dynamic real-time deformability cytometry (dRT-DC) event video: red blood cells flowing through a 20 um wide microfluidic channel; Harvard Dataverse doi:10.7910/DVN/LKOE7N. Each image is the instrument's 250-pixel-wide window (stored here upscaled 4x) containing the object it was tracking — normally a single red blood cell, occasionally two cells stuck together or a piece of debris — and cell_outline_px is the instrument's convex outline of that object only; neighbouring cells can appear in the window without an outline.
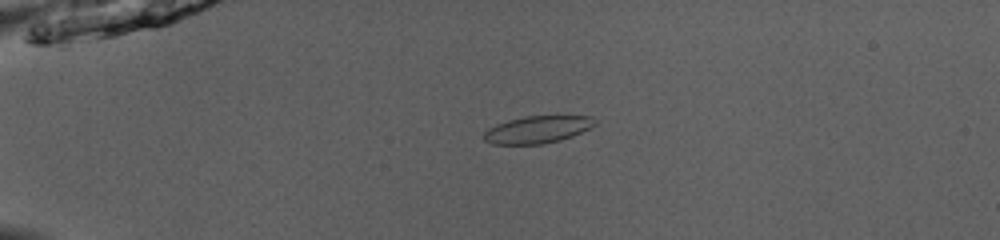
{"species": "common noctule bat (a hibernating species)", "species_latin": "Nyctalus noctula", "temperature_condition": "room temperature", "stored_images_in_passage": 44, "camera_frame_rate_fps": 3000, "um_per_image_px": 0.085, "animal": {"sex": "male", "body_mass_g": 13.0, "forearm_length_mm": 53.1}, "frame": {"image": 1, "passage_image": 6, "time_ms": 1.667, "image_size_px": [1000, 240], "cell_outline_px": [[596, 124], [572, 136], [560, 140], [544, 144], [492, 144], [484, 140], [484, 132], [488, 128], [496, 124], [508, 120], [524, 116], [592, 116], [596, 120]], "centroid_in_image_um": [45.66, 11.01], "position_along_channel_um": 39.3, "area_um2": 17.57}}
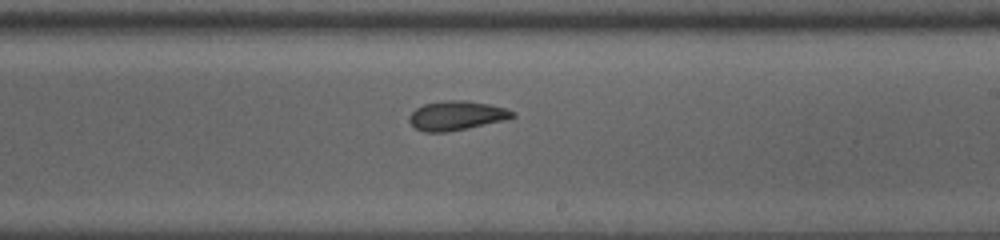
{"frame": {"image": 2, "passage_image": 25, "time_ms": 8.0, "image_size_px": [1000, 240], "cell_outline_px": [[516, 116], [504, 120], [468, 128], [444, 132], [424, 132], [416, 128], [408, 120], [408, 116], [416, 108], [424, 104], [448, 100], [464, 100], [488, 104], [504, 108], [516, 112]], "centroid_in_image_um": [38.79, 9.82], "position_along_channel_um": 250.2, "area_um2": 17.46}}
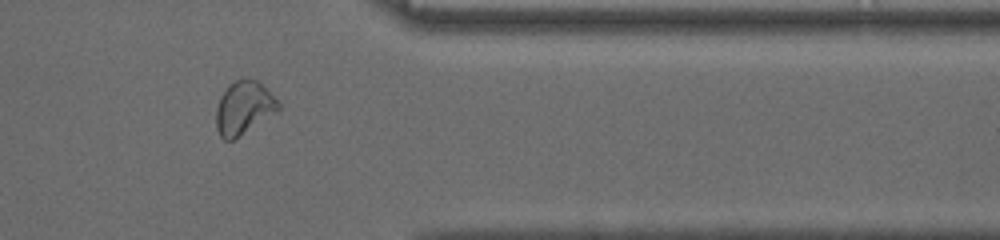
{"frame": {"image": 3, "passage_image": 36, "time_ms": 11.667, "image_size_px": [1000, 240], "cell_outline_px": [[280, 108], [232, 140], [224, 140], [220, 136], [216, 128], [216, 108], [220, 96], [228, 84], [244, 76], [256, 80], [280, 104]], "centroid_in_image_um": [20.65, 9.13], "position_along_channel_um": 390.8, "area_um2": 18.79}, "authors_computed_cell_mechanics": {"area_um2": 18.1203, "velocity_mm_per_s": 4.0303, "shape_relaxation_time_tau1_ms": 6.9993, "shape_relaxation_time_tau2_ms": 2.4004, "deformation_change_tau1": 0.1816, "deformation_change_tau2": 0.0683}}